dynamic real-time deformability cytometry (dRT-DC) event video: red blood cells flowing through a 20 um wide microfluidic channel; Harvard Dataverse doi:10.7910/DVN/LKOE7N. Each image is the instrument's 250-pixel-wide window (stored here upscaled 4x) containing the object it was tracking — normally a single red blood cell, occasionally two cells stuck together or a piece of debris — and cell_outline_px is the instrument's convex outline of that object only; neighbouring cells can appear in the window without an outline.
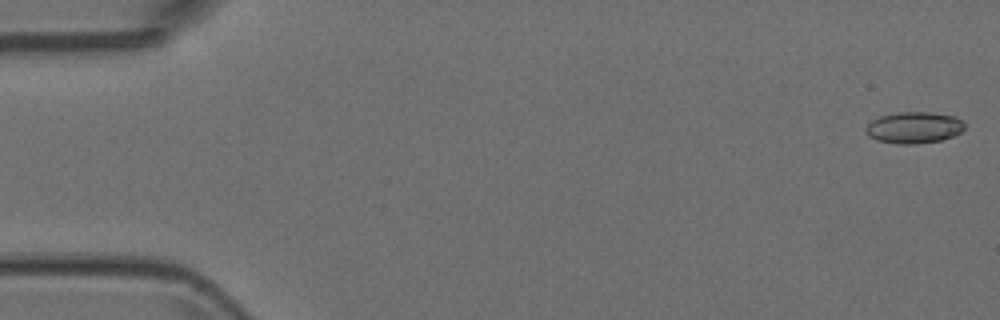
{"species": "Egyptian fruit bat (a non-hibernating species)", "species_latin": "Rousettus aegyptiacus", "temperature_condition": "room temperature", "stored_images_in_passage": 4, "camera_frame_rate_fps": 3000, "um_per_image_px": 0.085, "animal": {"sex": "female"}, "frame": {"image": 1, "passage_image": 1, "time_ms": 0.0, "image_size_px": [1000, 320], "cell_outline_px": [[964, 128], [960, 132], [952, 136], [940, 140], [916, 144], [896, 144], [876, 140], [868, 136], [864, 128], [872, 120], [880, 116], [896, 112], [932, 112], [956, 116], [964, 120]], "centroid_in_image_um": [77.68, 10.84], "position_along_channel_um": 7.3, "area_um2": 18.32}}